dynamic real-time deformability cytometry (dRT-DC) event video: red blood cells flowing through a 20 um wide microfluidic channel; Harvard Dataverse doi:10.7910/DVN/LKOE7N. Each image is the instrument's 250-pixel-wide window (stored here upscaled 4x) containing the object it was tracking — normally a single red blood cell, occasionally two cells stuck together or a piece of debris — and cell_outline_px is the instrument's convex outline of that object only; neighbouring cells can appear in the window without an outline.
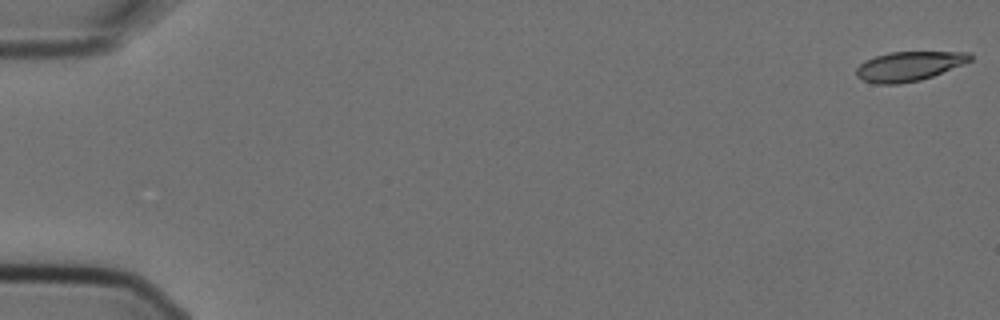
{"species": "Egyptian fruit bat (a non-hibernating species)", "species_latin": "Rousettus aegyptiacus", "temperature_condition": "cold", "stored_images_in_passage": 3, "camera_frame_rate_fps": 3000, "um_per_image_px": 0.085, "animal": {"sex": "female"}, "frame": {"image": 1, "passage_image": 1, "time_ms": 0.0, "image_size_px": [1000, 320], "cell_outline_px": [[972, 60], [964, 64], [932, 76], [920, 80], [900, 84], [876, 84], [864, 80], [856, 76], [856, 68], [864, 60], [888, 52], [972, 52]], "centroid_in_image_um": [77.26, 5.62], "position_along_channel_um": 7.7, "area_um2": 19.59}}